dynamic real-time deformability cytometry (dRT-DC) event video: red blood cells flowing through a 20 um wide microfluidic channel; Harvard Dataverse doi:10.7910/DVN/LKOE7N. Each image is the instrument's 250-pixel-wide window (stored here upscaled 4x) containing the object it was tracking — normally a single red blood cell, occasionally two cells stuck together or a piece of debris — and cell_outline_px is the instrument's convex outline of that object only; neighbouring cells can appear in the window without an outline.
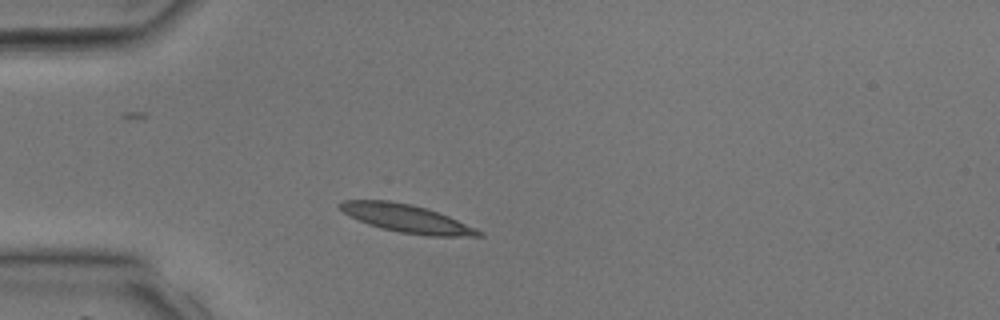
{"species": "common noctule bat (a hibernating species)", "species_latin": "Nyctalus noctula", "temperature_condition": "room temperature", "stored_images_in_passage": 29, "camera_frame_rate_fps": 3000, "um_per_image_px": 0.085, "animal": {"sex": "male", "body_mass_g": 17.9, "forearm_length_mm": 54.2}, "frame": {"image": 1, "passage_image": 1, "time_ms": 0.0, "image_size_px": [1000, 320], "cell_outline_px": [[484, 236], [428, 236], [400, 232], [380, 228], [368, 224], [344, 212], [336, 204], [344, 200], [388, 200], [412, 204], [448, 216], [476, 228], [484, 232]], "centroid_in_image_um": [34.57, 18.57], "position_along_channel_um": 50.4, "area_um2": 22.37}}
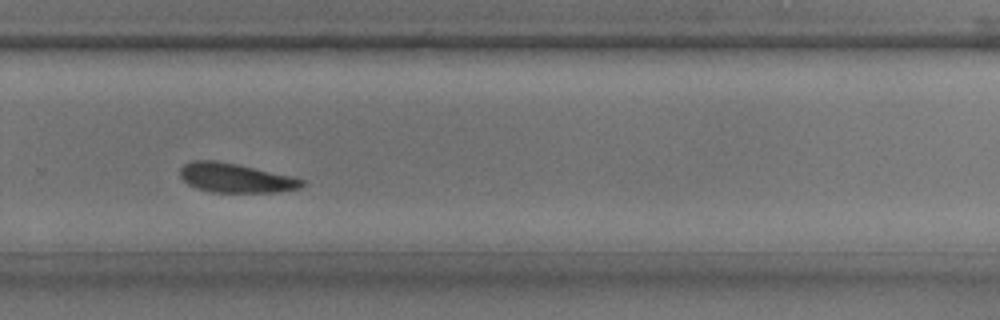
{"frame": {"image": 2, "passage_image": 17, "time_ms": 5.333, "image_size_px": [1000, 320], "cell_outline_px": [[304, 184], [300, 188], [280, 192], [212, 192], [196, 188], [188, 184], [180, 176], [180, 168], [184, 164], [192, 160], [216, 160], [236, 164], [292, 176], [304, 180]], "centroid_in_image_um": [20.01, 15.12], "position_along_channel_um": 309.8, "area_um2": 20.75}}
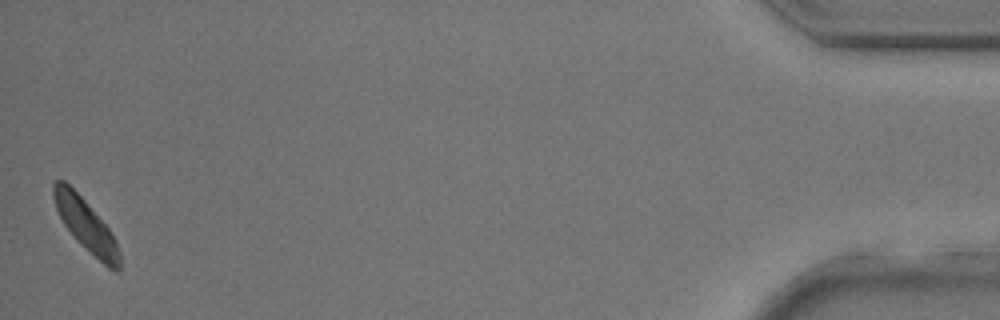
{"frame": {"image": 3, "passage_image": 29, "time_ms": 9.333, "image_size_px": [1000, 320], "cell_outline_px": [[120, 272], [116, 272], [108, 268], [64, 224], [56, 208], [52, 196], [52, 184], [56, 180], [64, 180], [84, 200], [112, 232], [116, 240], [120, 252]], "centroid_in_image_um": [7.33, 19.11], "position_along_channel_um": 427.9, "area_um2": 19.25}}